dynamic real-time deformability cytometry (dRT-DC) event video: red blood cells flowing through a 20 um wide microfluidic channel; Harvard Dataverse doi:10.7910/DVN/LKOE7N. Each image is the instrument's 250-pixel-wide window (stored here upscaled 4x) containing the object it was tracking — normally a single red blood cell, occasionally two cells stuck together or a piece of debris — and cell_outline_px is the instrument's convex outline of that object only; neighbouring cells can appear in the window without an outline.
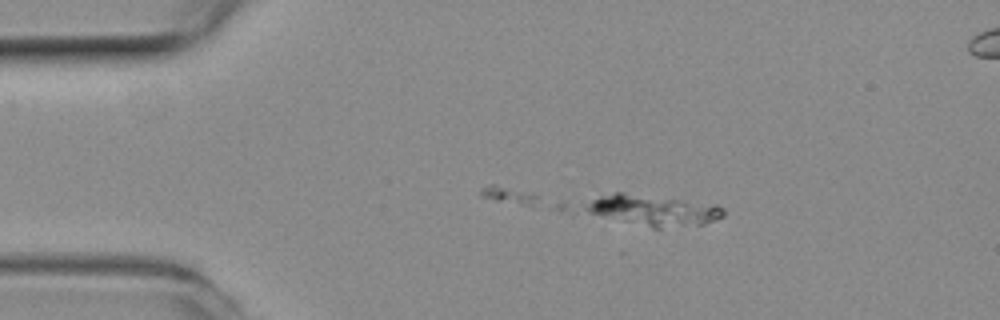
{"species": "common noctule bat (a hibernating species)", "species_latin": "Nyctalus noctula", "temperature_condition": "room temperature", "stored_images_in_passage": 37, "camera_frame_rate_fps": 3000, "um_per_image_px": 0.085, "animal": {"sex": "female", "body_mass_g": 19.3, "forearm_length_mm": 54.1}, "frame": {"image": 1, "passage_image": 1, "time_ms": 0.0, "image_size_px": [1000, 320], "cell_outline_px": [[724, 216], [704, 224], [660, 228], [652, 228], [560, 212], [556, 208], [556, 204], [616, 192], [620, 192], [716, 204], [724, 208]], "centroid_in_image_um": [54.71, 17.87], "position_along_channel_um": 30.3, "area_um2": 28.5}}